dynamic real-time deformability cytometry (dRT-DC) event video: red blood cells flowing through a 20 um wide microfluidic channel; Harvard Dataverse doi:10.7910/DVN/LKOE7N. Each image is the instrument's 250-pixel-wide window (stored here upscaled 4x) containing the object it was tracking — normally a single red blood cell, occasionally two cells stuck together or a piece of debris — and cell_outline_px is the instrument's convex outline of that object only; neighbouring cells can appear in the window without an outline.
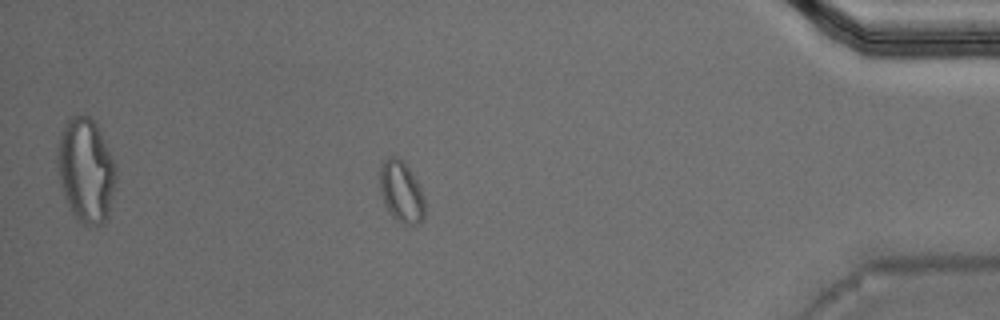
{"species": "Egyptian fruit bat (a non-hibernating species)", "species_latin": "Rousettus aegyptiacus", "temperature_condition": "warm", "stored_images_in_passage": 46, "camera_frame_rate_fps": 3000, "um_per_image_px": 0.085, "animal": {"sex": "male"}, "frame": {"image": 1, "passage_image": 39, "time_ms": 12.667, "image_size_px": [1000, 320], "cell_outline_px": [[424, 216], [420, 224], [408, 224], [396, 220], [392, 216], [384, 204], [380, 192], [380, 160], [388, 156], [396, 156], [404, 160], [416, 180], [420, 188], [424, 200]], "centroid_in_image_um": [34.08, 16.25], "position_along_channel_um": 401.1, "area_um2": 16.24}}
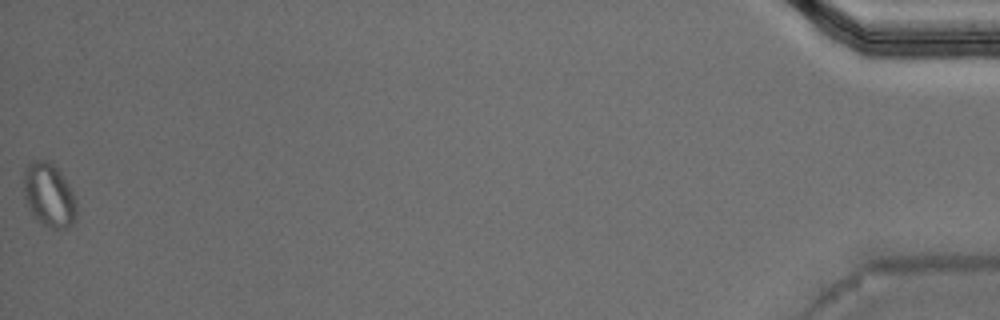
{"frame": {"image": 2, "passage_image": 46, "time_ms": 15.0, "image_size_px": [1000, 320], "cell_outline_px": [[76, 216], [72, 224], [68, 228], [52, 228], [40, 224], [36, 220], [28, 208], [24, 196], [24, 168], [32, 160], [44, 160], [52, 164], [60, 172], [68, 184], [76, 200]], "centroid_in_image_um": [4.14, 16.6], "position_along_channel_um": 431.1, "area_um2": 19.65}}